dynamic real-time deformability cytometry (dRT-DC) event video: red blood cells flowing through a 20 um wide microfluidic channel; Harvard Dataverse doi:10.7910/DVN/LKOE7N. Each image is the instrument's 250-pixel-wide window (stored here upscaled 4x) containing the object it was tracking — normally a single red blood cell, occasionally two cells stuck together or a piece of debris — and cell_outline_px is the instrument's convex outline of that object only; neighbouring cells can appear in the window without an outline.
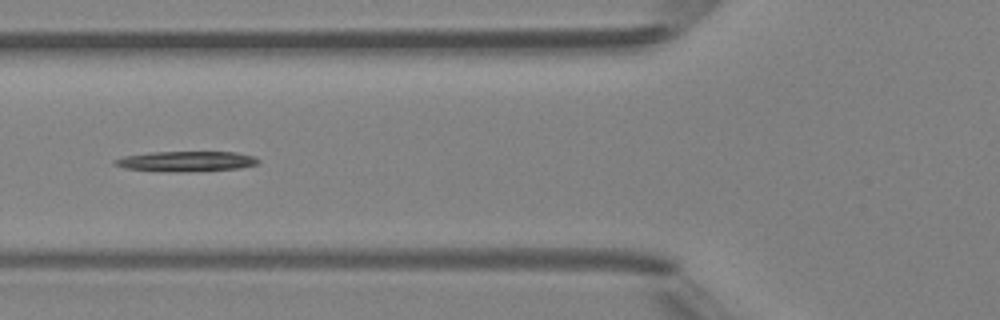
{"species": "Egyptian fruit bat (a non-hibernating species)", "species_latin": "Rousettus aegyptiacus", "temperature_condition": "room temperature", "stored_images_in_passage": 5, "camera_frame_rate_fps": 3000, "um_per_image_px": 0.085, "animal": {"sex": "female"}, "frame": {"image": 1, "passage_image": 4, "time_ms": 3.333, "image_size_px": [1000, 320], "cell_outline_px": [[260, 160], [256, 164], [240, 168], [180, 172], [124, 168], [112, 164], [112, 160], [124, 156], [152, 152], [236, 152], [252, 156]], "centroid_in_image_um": [15.79, 13.7], "position_along_channel_um": 110.0, "area_um2": 16.7}}
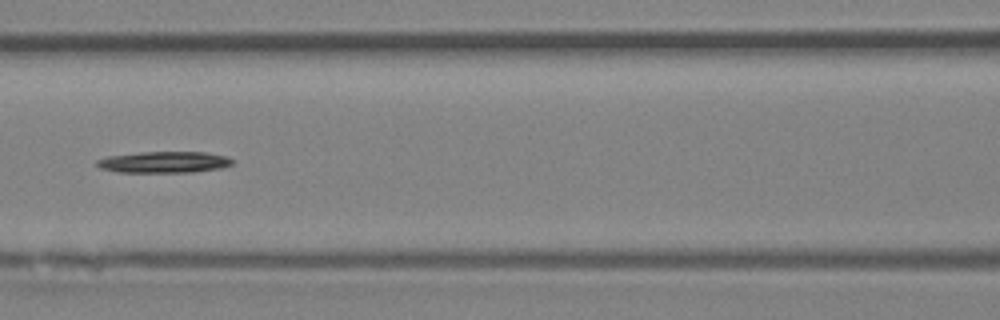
{"frame": {"image": 2, "passage_image": 5, "time_ms": 4.333, "image_size_px": [1000, 320], "cell_outline_px": [[232, 164], [220, 168], [192, 172], [116, 172], [100, 168], [96, 164], [96, 160], [108, 156], [140, 152], [208, 152], [228, 156], [232, 160]], "centroid_in_image_um": [13.94, 13.78], "position_along_channel_um": 152.7, "area_um2": 16.88}}